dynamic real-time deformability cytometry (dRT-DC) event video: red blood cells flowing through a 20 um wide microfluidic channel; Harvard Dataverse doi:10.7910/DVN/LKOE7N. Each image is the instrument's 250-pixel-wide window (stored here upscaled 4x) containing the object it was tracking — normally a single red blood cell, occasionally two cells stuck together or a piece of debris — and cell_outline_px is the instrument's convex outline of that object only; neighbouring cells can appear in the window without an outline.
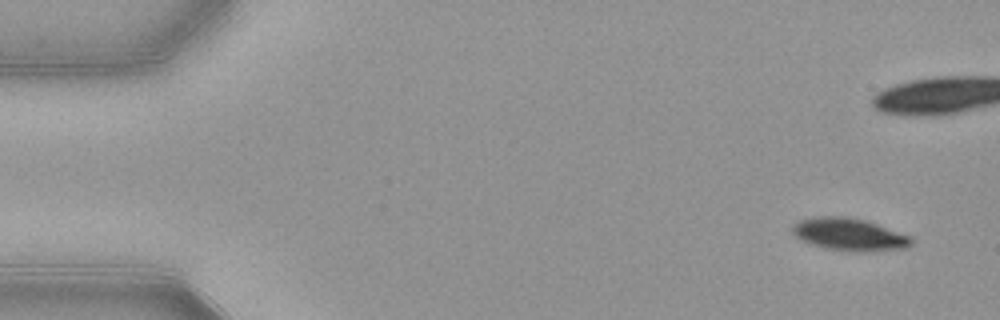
{"species": "common noctule bat (a hibernating species)", "species_latin": "Nyctalus noctula", "temperature_condition": "warm", "stored_images_in_passage": 52, "camera_frame_rate_fps": 3000, "um_per_image_px": 0.085, "animal": {"sex": "female", "body_mass_g": 21.9}, "frame": {"image": 1, "passage_image": 1, "time_ms": 0.0, "image_size_px": [1000, 320], "cell_outline_px": [[912, 244], [908, 248], [868, 252], [852, 252], [828, 248], [812, 244], [796, 236], [792, 232], [792, 224], [800, 220], [820, 216], [844, 216], [864, 220], [876, 224], [908, 236], [912, 240]], "centroid_in_image_um": [72.19, 19.94], "position_along_channel_um": 12.8, "area_um2": 22.2}}
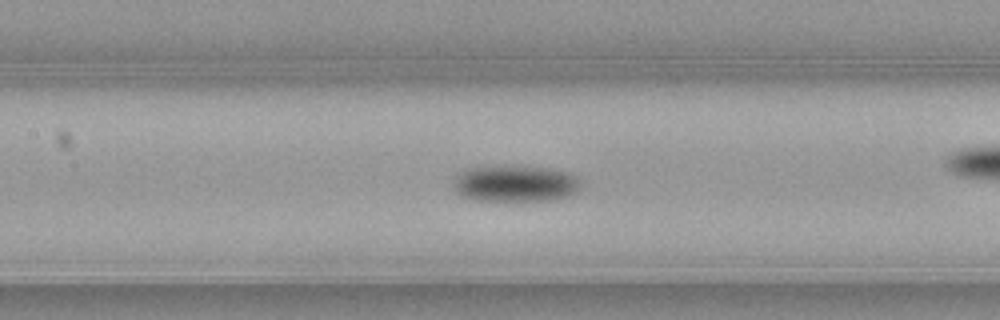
{"frame": {"image": 2, "passage_image": 22, "time_ms": 7.0, "image_size_px": [1000, 320], "cell_outline_px": [[584, 184], [576, 192], [568, 196], [552, 200], [476, 200], [460, 196], [456, 192], [452, 184], [456, 176], [464, 168], [504, 164], [516, 164], [552, 168], [572, 172], [580, 176]], "centroid_in_image_um": [43.85, 15.55], "position_along_channel_um": 163.6, "area_um2": 28.38}}
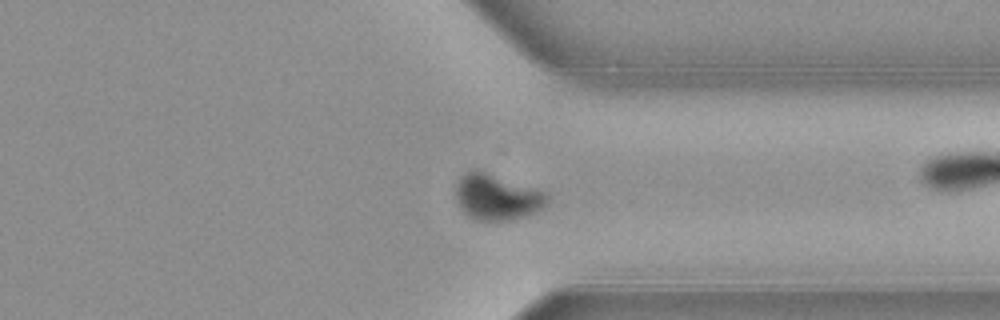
{"frame": {"image": 3, "passage_image": 38, "time_ms": 12.333, "image_size_px": [1000, 320], "cell_outline_px": [[548, 200], [540, 208], [524, 216], [508, 220], [476, 220], [468, 216], [460, 208], [456, 200], [456, 184], [460, 176], [476, 168], [544, 192], [548, 196]], "centroid_in_image_um": [42.16, 16.74], "position_along_channel_um": 369.2, "area_um2": 23.99}, "authors_computed_cell_mechanics": {"area_um2": 24.6517, "velocity_mm_per_s": 3.8819, "shape_relaxation_time_tau1_ms": 2.4777, "shape_relaxation_time_tau2_ms": null, "deformation_change_tau1": 0.115, "deformation_change_tau2": null}}